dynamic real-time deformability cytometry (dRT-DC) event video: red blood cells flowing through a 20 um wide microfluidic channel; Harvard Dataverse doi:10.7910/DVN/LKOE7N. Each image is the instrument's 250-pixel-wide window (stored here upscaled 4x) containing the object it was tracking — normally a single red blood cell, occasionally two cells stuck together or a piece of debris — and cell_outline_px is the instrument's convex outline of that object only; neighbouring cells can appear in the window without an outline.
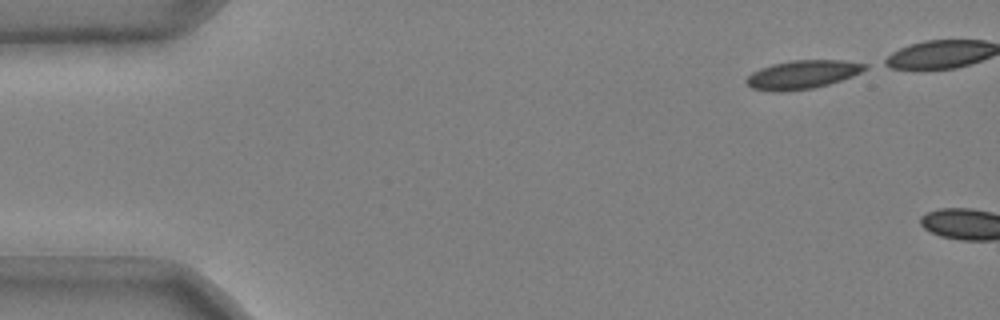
{"species": "common noctule bat (a hibernating species)", "species_latin": "Nyctalus noctula", "temperature_condition": "cold", "stored_images_in_passage": 4, "camera_frame_rate_fps": 3000, "um_per_image_px": 0.085, "animal": {"sex": "male", "body_mass_g": 20.4}, "frame": {"image": 1, "passage_image": 1, "time_ms": 0.0, "image_size_px": [1000, 320], "cell_outline_px": [[868, 68], [852, 76], [828, 84], [812, 88], [776, 92], [772, 92], [752, 88], [744, 80], [752, 72], [760, 68], [772, 64], [792, 60], [844, 60], [868, 64]], "centroid_in_image_um": [68.2, 6.33], "position_along_channel_um": 16.8, "area_um2": 19.65}}